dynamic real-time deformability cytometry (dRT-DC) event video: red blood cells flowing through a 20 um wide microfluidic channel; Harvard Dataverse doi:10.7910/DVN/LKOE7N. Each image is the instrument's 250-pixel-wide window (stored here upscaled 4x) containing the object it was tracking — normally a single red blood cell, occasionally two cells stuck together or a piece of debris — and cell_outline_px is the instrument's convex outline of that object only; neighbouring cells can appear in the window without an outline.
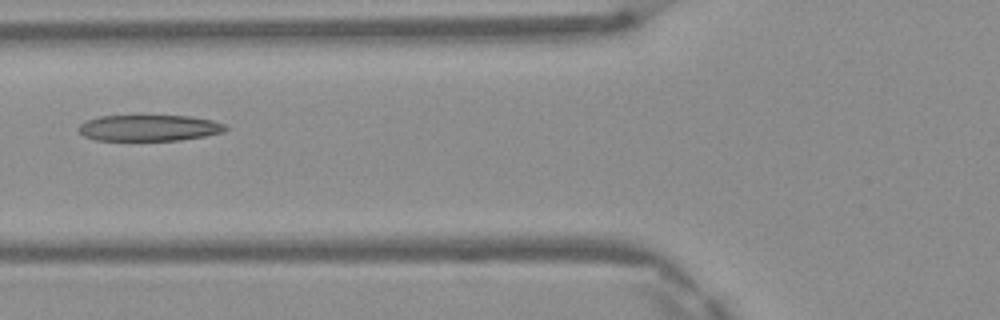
{"species": "Egyptian fruit bat (a non-hibernating species)", "species_latin": "Rousettus aegyptiacus", "temperature_condition": "warm", "stored_images_in_passage": 6, "camera_frame_rate_fps": 3000, "um_per_image_px": 0.085, "frame": {"image": 1, "passage_image": 6, "time_ms": 1.667, "image_size_px": [1000, 320], "cell_outline_px": [[228, 128], [224, 132], [204, 136], [180, 140], [96, 140], [84, 136], [76, 128], [80, 124], [88, 120], [100, 116], [188, 116], [212, 120], [224, 124]], "centroid_in_image_um": [12.67, 10.87], "position_along_channel_um": 113.1, "area_um2": 22.25}}